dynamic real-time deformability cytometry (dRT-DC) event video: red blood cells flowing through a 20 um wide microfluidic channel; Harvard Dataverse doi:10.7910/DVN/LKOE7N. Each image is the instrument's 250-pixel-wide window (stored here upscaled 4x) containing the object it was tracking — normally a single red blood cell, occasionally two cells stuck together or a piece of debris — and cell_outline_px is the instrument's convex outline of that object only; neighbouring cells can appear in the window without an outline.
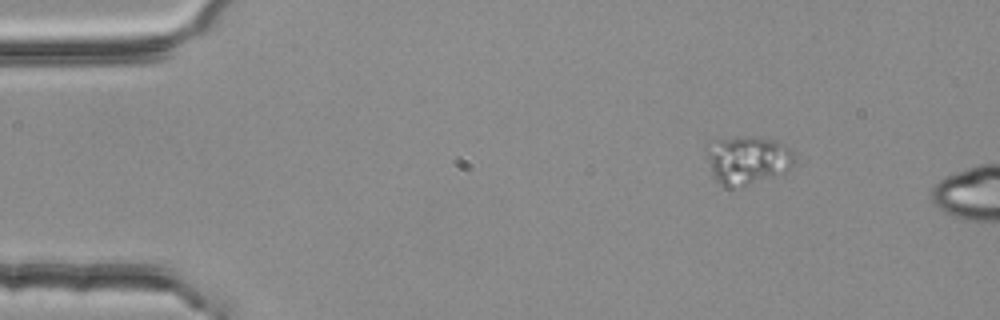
{"species": "common noctule bat (a hibernating species)", "species_latin": "Nyctalus noctula", "temperature_condition": "room temperature", "stored_images_in_passage": 2, "segment_of_instrument_passage": [1, 2], "camera_frame_rate_fps": 3000, "um_per_image_px": 0.085, "animal": {"sex": "female", "body_mass_g": 25.1}, "frame": {"image": 1, "passage_image": 1, "time_ms": 0.0, "image_size_px": [1000, 320], "cell_outline_px": [[792, 164], [784, 172], [772, 176], [752, 180], [724, 184], [712, 172], [708, 152], [716, 140], [744, 136], [752, 136], [776, 140], [784, 144], [792, 152]], "centroid_in_image_um": [63.61, 13.49], "position_along_channel_um": 21.4, "area_um2": 22.54}}